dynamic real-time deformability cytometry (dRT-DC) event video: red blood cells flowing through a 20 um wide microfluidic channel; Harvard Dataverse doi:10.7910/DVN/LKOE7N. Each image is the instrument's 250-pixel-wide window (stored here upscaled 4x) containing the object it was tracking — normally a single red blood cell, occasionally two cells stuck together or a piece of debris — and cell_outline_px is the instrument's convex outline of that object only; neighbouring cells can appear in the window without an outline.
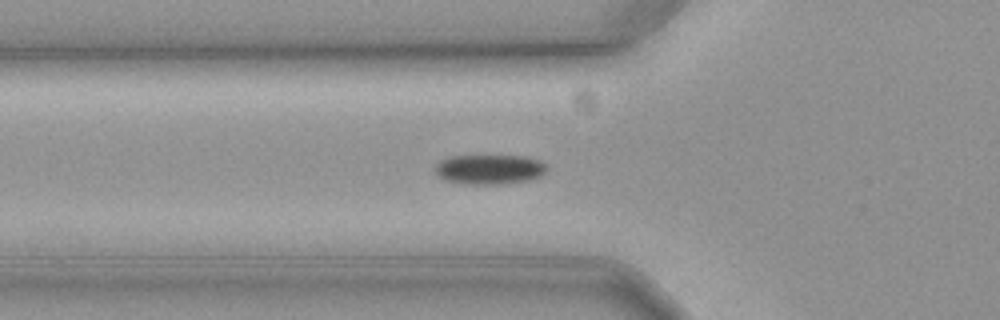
{"species": "common noctule bat (a hibernating species)", "species_latin": "Nyctalus noctula", "temperature_condition": "cold", "stored_images_in_passage": 50, "camera_frame_rate_fps": 3000, "um_per_image_px": 0.085, "animal": {"sex": "female", "body_mass_g": 19.3, "forearm_length_mm": 54.1}, "frame": {"image": 1, "passage_image": 17, "time_ms": 5.333, "image_size_px": [1000, 320], "cell_outline_px": [[548, 168], [540, 176], [528, 180], [500, 184], [464, 184], [444, 180], [436, 172], [436, 164], [440, 160], [452, 156], [524, 156], [540, 160]], "centroid_in_image_um": [41.6, 14.39], "position_along_channel_um": 84.2, "area_um2": 19.25}}
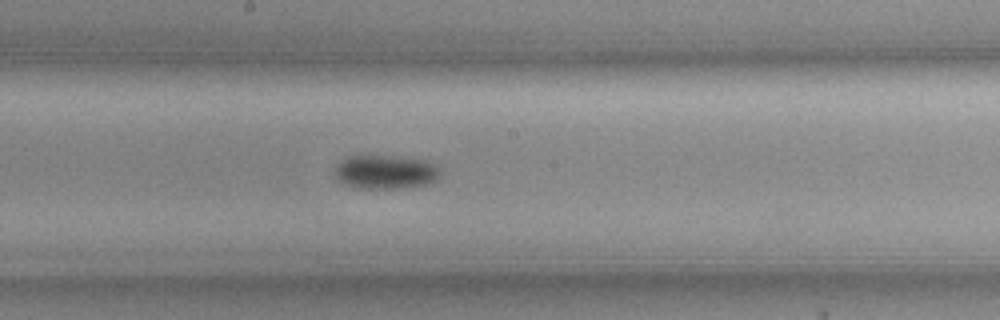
{"frame": {"image": 2, "passage_image": 28, "time_ms": 9.0, "image_size_px": [1000, 320], "cell_outline_px": [[440, 172], [436, 180], [428, 184], [400, 188], [356, 188], [344, 184], [336, 180], [332, 172], [344, 160], [352, 156], [392, 156], [424, 160], [440, 168]], "centroid_in_image_um": [32.74, 14.64], "position_along_channel_um": 215.5, "area_um2": 20.63}}
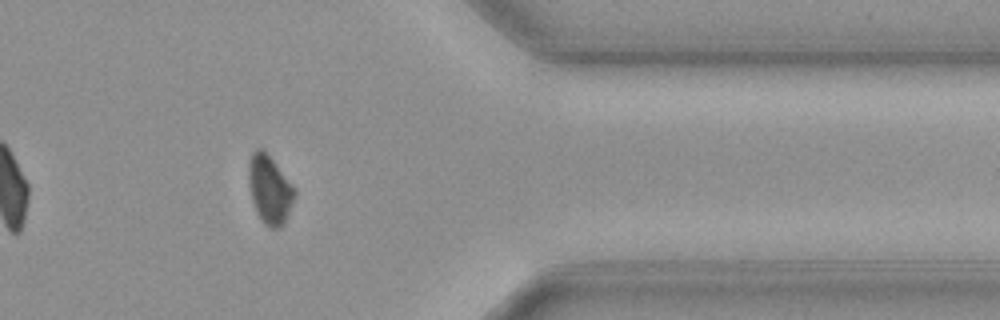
{"frame": {"image": 3, "passage_image": 44, "time_ms": 14.333, "image_size_px": [1000, 320], "cell_outline_px": [[296, 192], [288, 216], [280, 228], [272, 228], [264, 224], [260, 220], [256, 212], [252, 200], [248, 184], [248, 160], [252, 152], [256, 148], [264, 148], [268, 152], [296, 188]], "centroid_in_image_um": [22.91, 16.06], "position_along_channel_um": 388.5, "area_um2": 18.9}}